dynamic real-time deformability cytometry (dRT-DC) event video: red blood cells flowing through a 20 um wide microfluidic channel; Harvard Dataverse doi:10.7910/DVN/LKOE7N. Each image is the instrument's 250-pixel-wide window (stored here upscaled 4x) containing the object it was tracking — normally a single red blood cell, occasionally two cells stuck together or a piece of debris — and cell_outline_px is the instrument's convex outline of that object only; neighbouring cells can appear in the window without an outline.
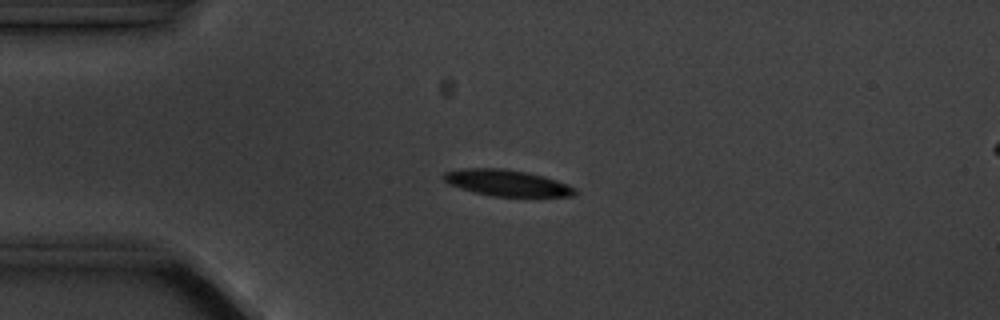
{"species": "common noctule bat (a hibernating species)", "species_latin": "Nyctalus noctula", "temperature_condition": "cold", "stored_images_in_passage": 5, "camera_frame_rate_fps": 3000, "um_per_image_px": 0.085, "animal": {"sex": "male", "body_mass_g": 20.1, "forearm_length_mm": 53.5}, "frame": {"image": 1, "passage_image": 3, "time_ms": 3.333, "image_size_px": [1000, 320], "cell_outline_px": [[576, 192], [572, 196], [492, 196], [460, 188], [448, 184], [440, 176], [444, 172], [460, 168], [504, 168], [528, 172], [544, 176], [568, 184], [576, 188]], "centroid_in_image_um": [43.05, 15.53], "position_along_channel_um": 42.0, "area_um2": 20.17}}